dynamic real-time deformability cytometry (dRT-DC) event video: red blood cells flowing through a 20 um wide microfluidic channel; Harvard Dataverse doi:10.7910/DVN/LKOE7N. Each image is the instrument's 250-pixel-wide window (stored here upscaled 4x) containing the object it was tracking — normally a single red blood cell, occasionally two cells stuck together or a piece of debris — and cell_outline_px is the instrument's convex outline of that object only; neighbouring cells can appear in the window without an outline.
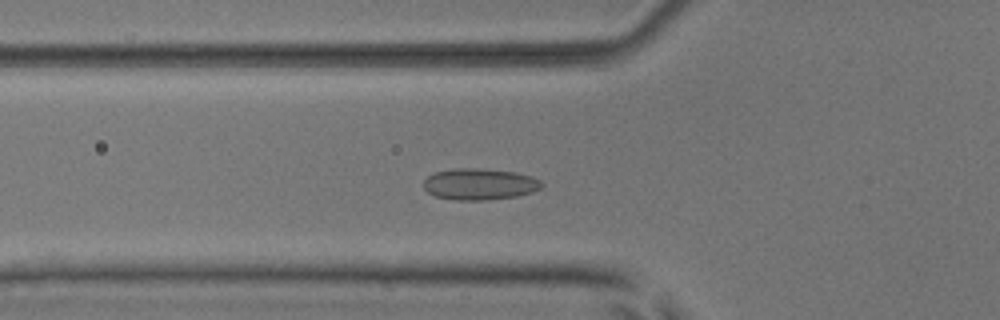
{"species": "common noctule bat (a hibernating species)", "species_latin": "Nyctalus noctula", "temperature_condition": "room temperature", "stored_images_in_passage": 52, "camera_frame_rate_fps": 3000, "um_per_image_px": 0.085, "animal": {"sex": "male", "body_mass_g": 17.9, "forearm_length_mm": 54.2}, "frame": {"image": 1, "passage_image": 18, "time_ms": 5.667, "image_size_px": [1000, 320], "cell_outline_px": [[544, 184], [540, 188], [532, 192], [516, 196], [488, 200], [452, 200], [436, 196], [428, 192], [424, 188], [424, 180], [428, 176], [436, 172], [456, 168], [476, 168], [516, 172], [532, 176], [540, 180]], "centroid_in_image_um": [40.78, 15.65], "position_along_channel_um": 85.0, "area_um2": 21.62}}
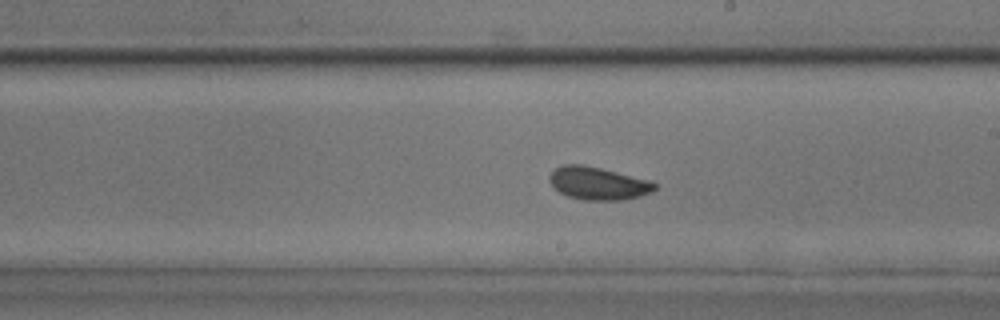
{"frame": {"image": 2, "passage_image": 30, "time_ms": 9.667, "image_size_px": [1000, 320], "cell_outline_px": [[656, 188], [652, 192], [640, 196], [620, 200], [584, 200], [568, 196], [560, 192], [548, 180], [548, 176], [556, 168], [564, 164], [584, 164], [648, 180], [656, 184]], "centroid_in_image_um": [50.81, 15.58], "position_along_channel_um": 238.2, "area_um2": 19.88}}
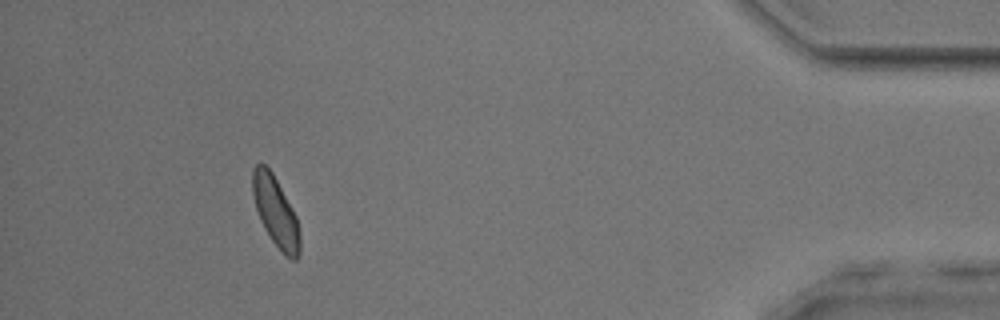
{"frame": {"image": 3, "passage_image": 48, "time_ms": 15.667, "image_size_px": [1000, 320], "cell_outline_px": [[300, 252], [296, 260], [292, 260], [284, 256], [272, 240], [264, 228], [260, 220], [256, 208], [252, 192], [252, 168], [256, 164], [264, 164], [272, 172], [292, 208], [296, 216], [300, 232]], "centroid_in_image_um": [23.43, 18.02], "position_along_channel_um": 411.8, "area_um2": 19.25}, "authors_computed_cell_mechanics": {"area_um2": 19.941, "velocity_mm_per_s": 3.8387, "shape_relaxation_time_tau1_ms": 6.7509, "shape_relaxation_time_tau2_ms": 2.4819, "deformation_change_tau1": 0.0727, "deformation_change_tau2": 0.0583}}